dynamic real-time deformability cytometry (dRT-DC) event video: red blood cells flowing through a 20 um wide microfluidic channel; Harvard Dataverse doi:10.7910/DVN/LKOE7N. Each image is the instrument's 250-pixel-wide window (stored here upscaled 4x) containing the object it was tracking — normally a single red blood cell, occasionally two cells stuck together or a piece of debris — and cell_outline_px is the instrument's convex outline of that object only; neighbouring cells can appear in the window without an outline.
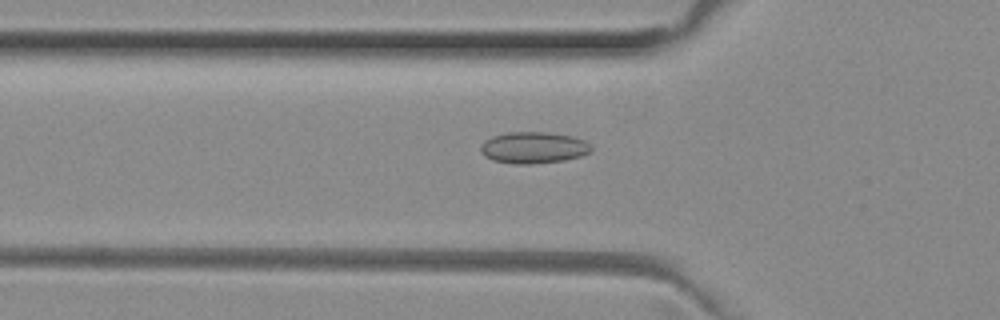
{"species": "common noctule bat (a hibernating species)", "species_latin": "Nyctalus noctula", "temperature_condition": "room temperature", "stored_images_in_passage": 51, "camera_frame_rate_fps": 3000, "um_per_image_px": 0.085, "animal": {"sex": "female", "body_mass_g": 29.2, "forearm_length_mm": 56.3}, "frame": {"image": 1, "passage_image": 17, "time_ms": 5.333, "image_size_px": [1000, 320], "cell_outline_px": [[592, 148], [588, 152], [580, 156], [564, 160], [532, 164], [516, 164], [492, 160], [484, 156], [480, 152], [480, 144], [484, 140], [492, 136], [508, 132], [548, 132], [572, 136], [584, 140]], "centroid_in_image_um": [45.29, 12.54], "position_along_channel_um": 80.5, "area_um2": 20.35}}
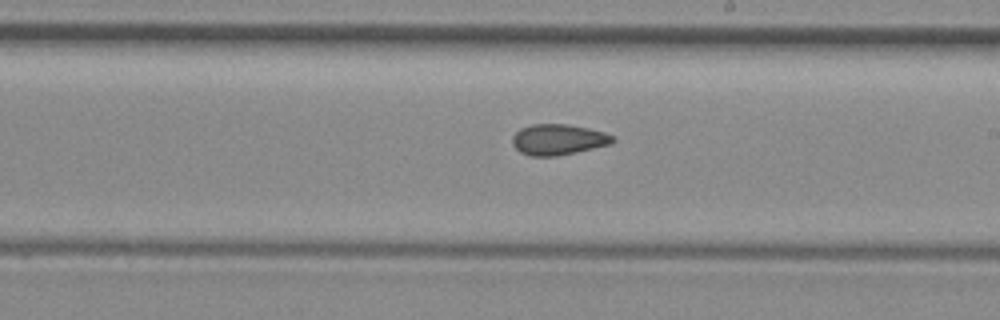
{"frame": {"image": 2, "passage_image": 29, "time_ms": 9.333, "image_size_px": [1000, 320], "cell_outline_px": [[616, 140], [612, 144], [576, 152], [556, 156], [528, 156], [520, 152], [512, 144], [512, 136], [520, 128], [532, 124], [568, 124], [588, 128], [604, 132], [616, 136]], "centroid_in_image_um": [47.46, 11.86], "position_along_channel_um": 241.5, "area_um2": 18.21}}
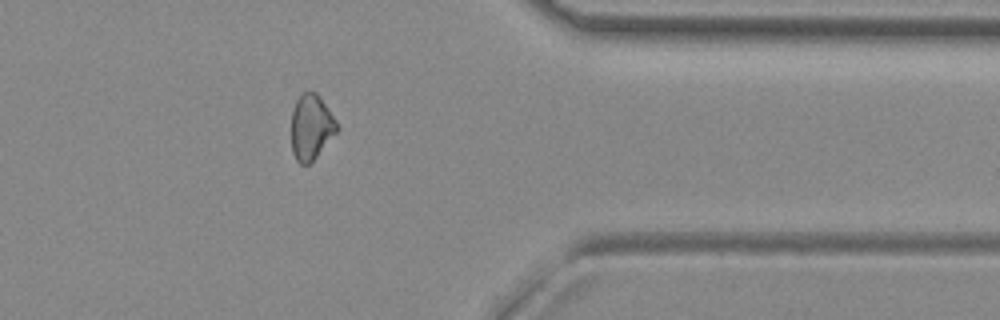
{"frame": {"image": 3, "passage_image": 41, "time_ms": 13.333, "image_size_px": [1000, 320], "cell_outline_px": [[336, 132], [316, 156], [308, 164], [300, 164], [296, 160], [292, 152], [292, 108], [296, 100], [304, 92], [316, 92], [320, 96], [336, 120]], "centroid_in_image_um": [26.42, 10.78], "position_along_channel_um": 385.0, "area_um2": 16.99}, "authors_computed_cell_mechanics": {"area_um2": 18.3804, "velocity_mm_per_s": 4.0106, "shape_relaxation_time_tau1_ms": null, "shape_relaxation_time_tau2_ms": 7.8666, "deformation_change_tau1": null, "deformation_change_tau2": 0.1258}}